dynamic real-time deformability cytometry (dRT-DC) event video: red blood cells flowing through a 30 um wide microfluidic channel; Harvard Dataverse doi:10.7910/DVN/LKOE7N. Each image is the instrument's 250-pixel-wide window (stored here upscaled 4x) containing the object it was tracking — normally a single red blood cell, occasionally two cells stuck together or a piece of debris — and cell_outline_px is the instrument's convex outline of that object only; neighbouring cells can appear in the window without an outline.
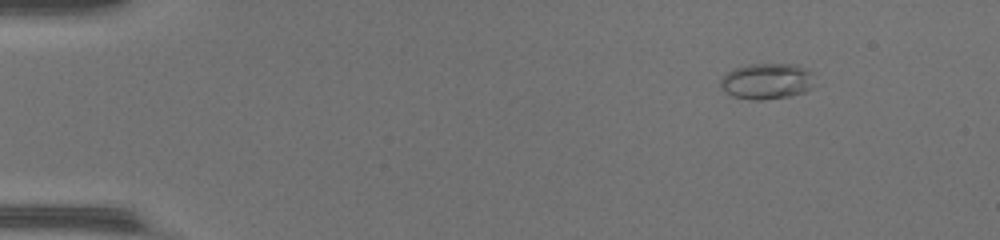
{"species": "common noctule bat (a hibernating species)", "species_latin": "Nyctalus noctula", "temperature_condition": "warm", "stored_images_in_passage": 47, "camera_frame_rate_fps": 3000, "um_per_image_px": 0.085, "animal": {"sex": "female", "body_mass_g": 17.0, "forearm_length_mm": 48.0}, "frame": {"image": 1, "passage_image": 2, "time_ms": 0.333, "image_size_px": [1000, 240], "cell_outline_px": [[816, 88], [804, 92], [788, 96], [764, 100], [752, 100], [732, 96], [720, 88], [720, 80], [732, 68], [748, 64], [796, 64], [812, 72], [816, 84]], "centroid_in_image_um": [65.22, 6.9], "position_along_channel_um": 19.8, "area_um2": 20.11}}
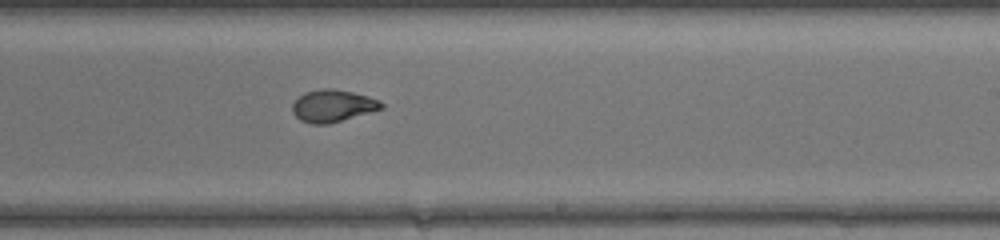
{"frame": {"image": 2, "passage_image": 28, "time_ms": 9.0, "image_size_px": [1000, 240], "cell_outline_px": [[384, 108], [328, 124], [312, 124], [300, 120], [292, 112], [292, 104], [304, 92], [320, 88], [332, 88], [352, 92], [368, 96], [380, 100], [384, 104]], "centroid_in_image_um": [28.28, 8.99], "position_along_channel_um": 260.7, "area_um2": 16.7}}
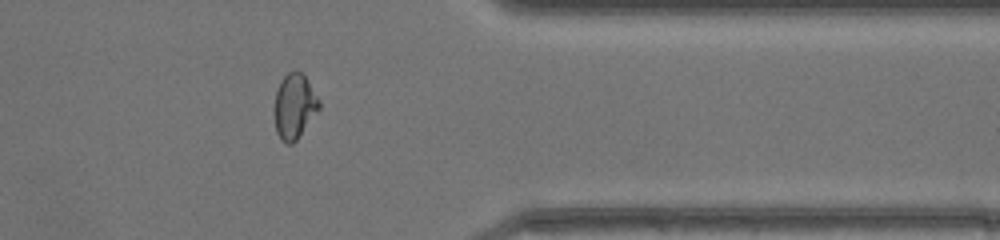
{"frame": {"image": 3, "passage_image": 38, "time_ms": 12.333, "image_size_px": [1000, 240], "cell_outline_px": [[320, 108], [296, 140], [292, 144], [288, 144], [276, 132], [276, 92], [280, 80], [292, 68], [304, 72], [320, 100]], "centroid_in_image_um": [25.07, 8.94], "position_along_channel_um": 386.3, "area_um2": 16.82}}